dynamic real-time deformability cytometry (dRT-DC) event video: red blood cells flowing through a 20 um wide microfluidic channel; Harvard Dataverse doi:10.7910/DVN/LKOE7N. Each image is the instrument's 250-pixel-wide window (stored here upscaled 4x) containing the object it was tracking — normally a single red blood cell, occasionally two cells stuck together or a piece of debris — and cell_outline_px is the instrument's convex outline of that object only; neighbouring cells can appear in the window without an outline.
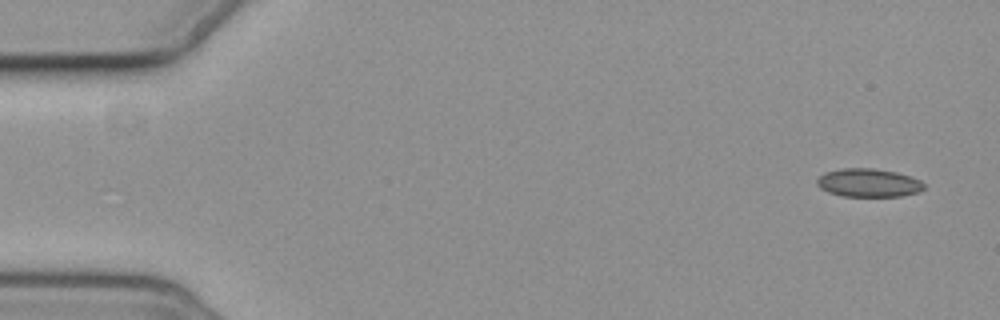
{"species": "common noctule bat (a hibernating species)", "species_latin": "Nyctalus noctula", "temperature_condition": "cold", "stored_images_in_passage": 5, "camera_frame_rate_fps": 3000, "um_per_image_px": 0.085, "animal": {"sex": "female", "body_mass_g": 19.3, "forearm_length_mm": 54.1}, "frame": {"image": 1, "passage_image": 1, "time_ms": 0.0, "image_size_px": [1000, 320], "cell_outline_px": [[924, 188], [916, 192], [900, 196], [844, 196], [828, 192], [820, 188], [816, 184], [816, 180], [824, 172], [840, 168], [872, 168], [896, 172], [920, 180], [924, 184]], "centroid_in_image_um": [73.77, 15.53], "position_along_channel_um": 11.2, "area_um2": 17.57}}
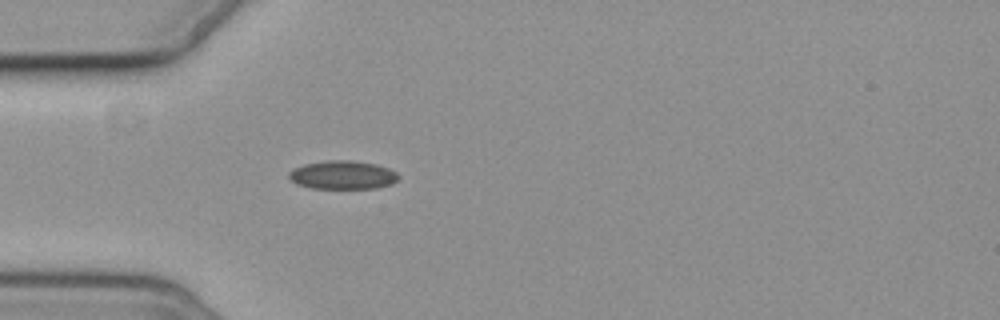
{"frame": {"image": 2, "passage_image": 5, "time_ms": 4.667, "image_size_px": [1000, 320], "cell_outline_px": [[400, 176], [392, 184], [376, 188], [312, 188], [296, 184], [288, 176], [288, 172], [292, 168], [304, 164], [324, 160], [352, 160], [376, 164], [388, 168], [396, 172]], "centroid_in_image_um": [29.11, 14.86], "position_along_channel_um": 55.9, "area_um2": 18.32}}